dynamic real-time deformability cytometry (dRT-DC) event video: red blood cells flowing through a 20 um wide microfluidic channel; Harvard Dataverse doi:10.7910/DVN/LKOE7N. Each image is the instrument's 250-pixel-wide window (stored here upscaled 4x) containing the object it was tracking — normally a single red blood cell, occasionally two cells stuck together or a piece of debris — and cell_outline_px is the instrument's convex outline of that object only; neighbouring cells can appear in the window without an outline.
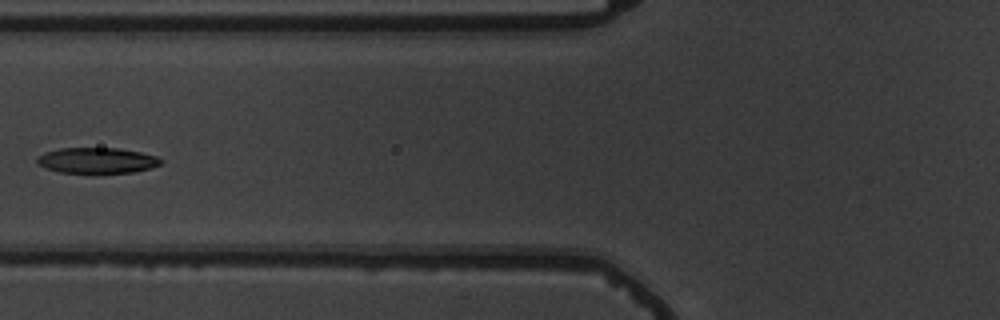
{"species": "common noctule bat (a hibernating species)", "species_latin": "Nyctalus noctula", "temperature_condition": "warm", "stored_images_in_passage": 8, "camera_frame_rate_fps": 3000, "um_per_image_px": 0.085, "animal": {"sex": "male", "body_mass_g": 19.5, "forearm_length_mm": 54.6}, "frame": {"image": 1, "passage_image": 7, "time_ms": 8.0, "image_size_px": [1000, 320], "cell_outline_px": [[164, 160], [160, 164], [152, 168], [136, 172], [60, 172], [36, 164], [36, 156], [44, 152], [60, 148], [120, 148], [140, 152], [156, 156]], "centroid_in_image_um": [8.25, 13.62], "position_along_channel_um": 117.6, "area_um2": 18.5}}
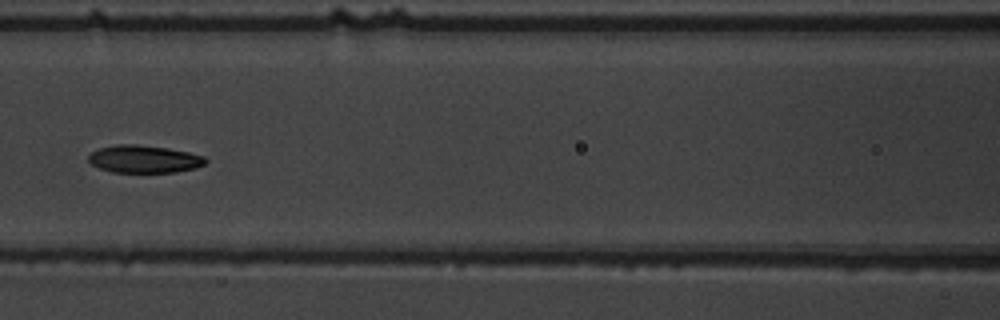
{"frame": {"image": 2, "passage_image": 8, "time_ms": 9.0, "image_size_px": [1000, 320], "cell_outline_px": [[208, 160], [204, 164], [196, 168], [176, 172], [112, 172], [100, 168], [92, 164], [88, 160], [88, 156], [92, 152], [100, 148], [116, 144], [136, 144], [168, 148], [188, 152], [204, 156]], "centroid_in_image_um": [12.26, 13.52], "position_along_channel_um": 154.3, "area_um2": 18.79}}